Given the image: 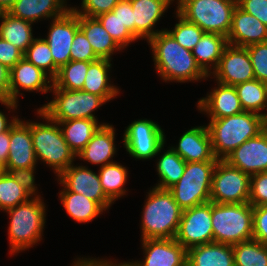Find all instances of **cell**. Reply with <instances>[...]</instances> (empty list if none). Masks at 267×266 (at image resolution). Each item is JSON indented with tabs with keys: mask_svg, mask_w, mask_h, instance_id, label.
Listing matches in <instances>:
<instances>
[{
	"mask_svg": "<svg viewBox=\"0 0 267 266\" xmlns=\"http://www.w3.org/2000/svg\"><path fill=\"white\" fill-rule=\"evenodd\" d=\"M147 43L153 52L155 70L163 81L185 83L208 78L196 63L192 51L179 45L166 30L151 37Z\"/></svg>",
	"mask_w": 267,
	"mask_h": 266,
	"instance_id": "1",
	"label": "cell"
},
{
	"mask_svg": "<svg viewBox=\"0 0 267 266\" xmlns=\"http://www.w3.org/2000/svg\"><path fill=\"white\" fill-rule=\"evenodd\" d=\"M267 127L266 118L253 112L219 119H210L207 125L215 157L224 160L243 142L257 136Z\"/></svg>",
	"mask_w": 267,
	"mask_h": 266,
	"instance_id": "2",
	"label": "cell"
},
{
	"mask_svg": "<svg viewBox=\"0 0 267 266\" xmlns=\"http://www.w3.org/2000/svg\"><path fill=\"white\" fill-rule=\"evenodd\" d=\"M141 216V239L175 238L182 209L168 189L149 190Z\"/></svg>",
	"mask_w": 267,
	"mask_h": 266,
	"instance_id": "3",
	"label": "cell"
},
{
	"mask_svg": "<svg viewBox=\"0 0 267 266\" xmlns=\"http://www.w3.org/2000/svg\"><path fill=\"white\" fill-rule=\"evenodd\" d=\"M41 198L31 197L28 201L5 211L10 218L8 227L10 255L25 251L42 240L46 206Z\"/></svg>",
	"mask_w": 267,
	"mask_h": 266,
	"instance_id": "4",
	"label": "cell"
},
{
	"mask_svg": "<svg viewBox=\"0 0 267 266\" xmlns=\"http://www.w3.org/2000/svg\"><path fill=\"white\" fill-rule=\"evenodd\" d=\"M38 117L46 123L31 121V137L34 152L38 161H42L54 170L58 177L76 159L75 153L65 141L58 122L52 121L40 109Z\"/></svg>",
	"mask_w": 267,
	"mask_h": 266,
	"instance_id": "5",
	"label": "cell"
},
{
	"mask_svg": "<svg viewBox=\"0 0 267 266\" xmlns=\"http://www.w3.org/2000/svg\"><path fill=\"white\" fill-rule=\"evenodd\" d=\"M213 242L234 245L253 239V206L212 202Z\"/></svg>",
	"mask_w": 267,
	"mask_h": 266,
	"instance_id": "6",
	"label": "cell"
},
{
	"mask_svg": "<svg viewBox=\"0 0 267 266\" xmlns=\"http://www.w3.org/2000/svg\"><path fill=\"white\" fill-rule=\"evenodd\" d=\"M176 11L205 33L228 36L237 0H177Z\"/></svg>",
	"mask_w": 267,
	"mask_h": 266,
	"instance_id": "7",
	"label": "cell"
},
{
	"mask_svg": "<svg viewBox=\"0 0 267 266\" xmlns=\"http://www.w3.org/2000/svg\"><path fill=\"white\" fill-rule=\"evenodd\" d=\"M216 164L217 161L186 162L182 177L168 189L182 210L210 202Z\"/></svg>",
	"mask_w": 267,
	"mask_h": 266,
	"instance_id": "8",
	"label": "cell"
},
{
	"mask_svg": "<svg viewBox=\"0 0 267 266\" xmlns=\"http://www.w3.org/2000/svg\"><path fill=\"white\" fill-rule=\"evenodd\" d=\"M55 97L39 109L52 121H68L72 119L98 120L93 114L106 101L98 95L83 90L51 89Z\"/></svg>",
	"mask_w": 267,
	"mask_h": 266,
	"instance_id": "9",
	"label": "cell"
},
{
	"mask_svg": "<svg viewBox=\"0 0 267 266\" xmlns=\"http://www.w3.org/2000/svg\"><path fill=\"white\" fill-rule=\"evenodd\" d=\"M250 175L218 160L213 171L210 201L222 204L249 202Z\"/></svg>",
	"mask_w": 267,
	"mask_h": 266,
	"instance_id": "10",
	"label": "cell"
},
{
	"mask_svg": "<svg viewBox=\"0 0 267 266\" xmlns=\"http://www.w3.org/2000/svg\"><path fill=\"white\" fill-rule=\"evenodd\" d=\"M163 129L151 119L134 120L124 131L123 144L126 151L138 160L160 156L165 145Z\"/></svg>",
	"mask_w": 267,
	"mask_h": 266,
	"instance_id": "11",
	"label": "cell"
},
{
	"mask_svg": "<svg viewBox=\"0 0 267 266\" xmlns=\"http://www.w3.org/2000/svg\"><path fill=\"white\" fill-rule=\"evenodd\" d=\"M175 240L186 250L213 242L211 201L182 211Z\"/></svg>",
	"mask_w": 267,
	"mask_h": 266,
	"instance_id": "12",
	"label": "cell"
},
{
	"mask_svg": "<svg viewBox=\"0 0 267 266\" xmlns=\"http://www.w3.org/2000/svg\"><path fill=\"white\" fill-rule=\"evenodd\" d=\"M51 22L48 36L44 40L49 45L54 64L60 68L71 61V46L74 35L79 29V14L71 8Z\"/></svg>",
	"mask_w": 267,
	"mask_h": 266,
	"instance_id": "13",
	"label": "cell"
},
{
	"mask_svg": "<svg viewBox=\"0 0 267 266\" xmlns=\"http://www.w3.org/2000/svg\"><path fill=\"white\" fill-rule=\"evenodd\" d=\"M212 75L215 81L228 86L254 80V70L247 48L228 44L211 77Z\"/></svg>",
	"mask_w": 267,
	"mask_h": 266,
	"instance_id": "14",
	"label": "cell"
},
{
	"mask_svg": "<svg viewBox=\"0 0 267 266\" xmlns=\"http://www.w3.org/2000/svg\"><path fill=\"white\" fill-rule=\"evenodd\" d=\"M68 191L75 192L97 202L105 211L114 204L104 193L98 173L86 166L70 165L58 177Z\"/></svg>",
	"mask_w": 267,
	"mask_h": 266,
	"instance_id": "15",
	"label": "cell"
},
{
	"mask_svg": "<svg viewBox=\"0 0 267 266\" xmlns=\"http://www.w3.org/2000/svg\"><path fill=\"white\" fill-rule=\"evenodd\" d=\"M224 160L250 176L267 172V127L257 136L243 142Z\"/></svg>",
	"mask_w": 267,
	"mask_h": 266,
	"instance_id": "16",
	"label": "cell"
},
{
	"mask_svg": "<svg viewBox=\"0 0 267 266\" xmlns=\"http://www.w3.org/2000/svg\"><path fill=\"white\" fill-rule=\"evenodd\" d=\"M52 85L53 79L47 73L23 57L10 69L9 100L18 103V95H22L20 89L48 93Z\"/></svg>",
	"mask_w": 267,
	"mask_h": 266,
	"instance_id": "17",
	"label": "cell"
},
{
	"mask_svg": "<svg viewBox=\"0 0 267 266\" xmlns=\"http://www.w3.org/2000/svg\"><path fill=\"white\" fill-rule=\"evenodd\" d=\"M144 260L133 261L137 266H186L187 250L175 238L143 239Z\"/></svg>",
	"mask_w": 267,
	"mask_h": 266,
	"instance_id": "18",
	"label": "cell"
},
{
	"mask_svg": "<svg viewBox=\"0 0 267 266\" xmlns=\"http://www.w3.org/2000/svg\"><path fill=\"white\" fill-rule=\"evenodd\" d=\"M9 143V156L3 171L36 167L38 162L32 143L31 121L18 119L10 128Z\"/></svg>",
	"mask_w": 267,
	"mask_h": 266,
	"instance_id": "19",
	"label": "cell"
},
{
	"mask_svg": "<svg viewBox=\"0 0 267 266\" xmlns=\"http://www.w3.org/2000/svg\"><path fill=\"white\" fill-rule=\"evenodd\" d=\"M227 41L228 44L238 47L267 42V26L237 5Z\"/></svg>",
	"mask_w": 267,
	"mask_h": 266,
	"instance_id": "20",
	"label": "cell"
},
{
	"mask_svg": "<svg viewBox=\"0 0 267 266\" xmlns=\"http://www.w3.org/2000/svg\"><path fill=\"white\" fill-rule=\"evenodd\" d=\"M171 148L186 162L218 161L213 153L207 126H195L181 135Z\"/></svg>",
	"mask_w": 267,
	"mask_h": 266,
	"instance_id": "21",
	"label": "cell"
},
{
	"mask_svg": "<svg viewBox=\"0 0 267 266\" xmlns=\"http://www.w3.org/2000/svg\"><path fill=\"white\" fill-rule=\"evenodd\" d=\"M217 86L198 101L197 108L200 112L208 114L210 119H219L244 111L234 86L218 82Z\"/></svg>",
	"mask_w": 267,
	"mask_h": 266,
	"instance_id": "22",
	"label": "cell"
},
{
	"mask_svg": "<svg viewBox=\"0 0 267 266\" xmlns=\"http://www.w3.org/2000/svg\"><path fill=\"white\" fill-rule=\"evenodd\" d=\"M174 0H130L135 21V38L147 41L157 33L154 26Z\"/></svg>",
	"mask_w": 267,
	"mask_h": 266,
	"instance_id": "23",
	"label": "cell"
},
{
	"mask_svg": "<svg viewBox=\"0 0 267 266\" xmlns=\"http://www.w3.org/2000/svg\"><path fill=\"white\" fill-rule=\"evenodd\" d=\"M69 9L66 0H16L7 12L13 17L36 23L42 19L59 18Z\"/></svg>",
	"mask_w": 267,
	"mask_h": 266,
	"instance_id": "24",
	"label": "cell"
},
{
	"mask_svg": "<svg viewBox=\"0 0 267 266\" xmlns=\"http://www.w3.org/2000/svg\"><path fill=\"white\" fill-rule=\"evenodd\" d=\"M115 129L113 125L104 124L95 132L92 139L76 157L100 167L115 162L111 158L116 154Z\"/></svg>",
	"mask_w": 267,
	"mask_h": 266,
	"instance_id": "25",
	"label": "cell"
},
{
	"mask_svg": "<svg viewBox=\"0 0 267 266\" xmlns=\"http://www.w3.org/2000/svg\"><path fill=\"white\" fill-rule=\"evenodd\" d=\"M187 266H235L232 245L211 242L191 247Z\"/></svg>",
	"mask_w": 267,
	"mask_h": 266,
	"instance_id": "26",
	"label": "cell"
},
{
	"mask_svg": "<svg viewBox=\"0 0 267 266\" xmlns=\"http://www.w3.org/2000/svg\"><path fill=\"white\" fill-rule=\"evenodd\" d=\"M111 61L106 58H99L91 62L82 88L85 92L101 96L106 102L114 99L120 93L117 86L111 84L109 80L111 78L108 76L112 67Z\"/></svg>",
	"mask_w": 267,
	"mask_h": 266,
	"instance_id": "27",
	"label": "cell"
},
{
	"mask_svg": "<svg viewBox=\"0 0 267 266\" xmlns=\"http://www.w3.org/2000/svg\"><path fill=\"white\" fill-rule=\"evenodd\" d=\"M227 45V37L217 33H204L193 48L192 54L196 63L208 77L218 67L222 53Z\"/></svg>",
	"mask_w": 267,
	"mask_h": 266,
	"instance_id": "28",
	"label": "cell"
},
{
	"mask_svg": "<svg viewBox=\"0 0 267 266\" xmlns=\"http://www.w3.org/2000/svg\"><path fill=\"white\" fill-rule=\"evenodd\" d=\"M79 28L99 58L111 60L114 52L123 50L96 17L79 15Z\"/></svg>",
	"mask_w": 267,
	"mask_h": 266,
	"instance_id": "29",
	"label": "cell"
},
{
	"mask_svg": "<svg viewBox=\"0 0 267 266\" xmlns=\"http://www.w3.org/2000/svg\"><path fill=\"white\" fill-rule=\"evenodd\" d=\"M104 124L106 123L100 124L98 120L85 118L58 122L65 141L76 156L92 139L100 126Z\"/></svg>",
	"mask_w": 267,
	"mask_h": 266,
	"instance_id": "30",
	"label": "cell"
},
{
	"mask_svg": "<svg viewBox=\"0 0 267 266\" xmlns=\"http://www.w3.org/2000/svg\"><path fill=\"white\" fill-rule=\"evenodd\" d=\"M59 192L60 202L67 214L78 223H88L105 211L97 202L85 196L68 191L63 185Z\"/></svg>",
	"mask_w": 267,
	"mask_h": 266,
	"instance_id": "31",
	"label": "cell"
},
{
	"mask_svg": "<svg viewBox=\"0 0 267 266\" xmlns=\"http://www.w3.org/2000/svg\"><path fill=\"white\" fill-rule=\"evenodd\" d=\"M0 37L19 48L23 53L34 41L31 22L0 12Z\"/></svg>",
	"mask_w": 267,
	"mask_h": 266,
	"instance_id": "32",
	"label": "cell"
},
{
	"mask_svg": "<svg viewBox=\"0 0 267 266\" xmlns=\"http://www.w3.org/2000/svg\"><path fill=\"white\" fill-rule=\"evenodd\" d=\"M244 111L257 113L267 119V83L257 79L234 86Z\"/></svg>",
	"mask_w": 267,
	"mask_h": 266,
	"instance_id": "33",
	"label": "cell"
},
{
	"mask_svg": "<svg viewBox=\"0 0 267 266\" xmlns=\"http://www.w3.org/2000/svg\"><path fill=\"white\" fill-rule=\"evenodd\" d=\"M102 189L105 195L114 203L116 199L124 196L127 191L128 169L119 162H112L100 167L98 172Z\"/></svg>",
	"mask_w": 267,
	"mask_h": 266,
	"instance_id": "34",
	"label": "cell"
},
{
	"mask_svg": "<svg viewBox=\"0 0 267 266\" xmlns=\"http://www.w3.org/2000/svg\"><path fill=\"white\" fill-rule=\"evenodd\" d=\"M158 158L156 170L159 182L156 188L169 189L179 181L185 171L186 161H184L171 147Z\"/></svg>",
	"mask_w": 267,
	"mask_h": 266,
	"instance_id": "35",
	"label": "cell"
},
{
	"mask_svg": "<svg viewBox=\"0 0 267 266\" xmlns=\"http://www.w3.org/2000/svg\"><path fill=\"white\" fill-rule=\"evenodd\" d=\"M91 62L69 61L58 69L51 89L82 90Z\"/></svg>",
	"mask_w": 267,
	"mask_h": 266,
	"instance_id": "36",
	"label": "cell"
},
{
	"mask_svg": "<svg viewBox=\"0 0 267 266\" xmlns=\"http://www.w3.org/2000/svg\"><path fill=\"white\" fill-rule=\"evenodd\" d=\"M235 266H267V245L251 239L232 245Z\"/></svg>",
	"mask_w": 267,
	"mask_h": 266,
	"instance_id": "37",
	"label": "cell"
},
{
	"mask_svg": "<svg viewBox=\"0 0 267 266\" xmlns=\"http://www.w3.org/2000/svg\"><path fill=\"white\" fill-rule=\"evenodd\" d=\"M32 197L14 178L5 171H0V211L16 207Z\"/></svg>",
	"mask_w": 267,
	"mask_h": 266,
	"instance_id": "38",
	"label": "cell"
},
{
	"mask_svg": "<svg viewBox=\"0 0 267 266\" xmlns=\"http://www.w3.org/2000/svg\"><path fill=\"white\" fill-rule=\"evenodd\" d=\"M23 57L42 69L52 79L57 75L59 68L54 64L49 45L44 38H35L24 52Z\"/></svg>",
	"mask_w": 267,
	"mask_h": 266,
	"instance_id": "39",
	"label": "cell"
},
{
	"mask_svg": "<svg viewBox=\"0 0 267 266\" xmlns=\"http://www.w3.org/2000/svg\"><path fill=\"white\" fill-rule=\"evenodd\" d=\"M178 23L175 24L172 30L166 31L184 48L192 51L196 44L200 41L205 33L198 25L187 21L176 11Z\"/></svg>",
	"mask_w": 267,
	"mask_h": 266,
	"instance_id": "40",
	"label": "cell"
},
{
	"mask_svg": "<svg viewBox=\"0 0 267 266\" xmlns=\"http://www.w3.org/2000/svg\"><path fill=\"white\" fill-rule=\"evenodd\" d=\"M96 18L122 49L137 40L112 11L100 14Z\"/></svg>",
	"mask_w": 267,
	"mask_h": 266,
	"instance_id": "41",
	"label": "cell"
},
{
	"mask_svg": "<svg viewBox=\"0 0 267 266\" xmlns=\"http://www.w3.org/2000/svg\"><path fill=\"white\" fill-rule=\"evenodd\" d=\"M255 79L267 83V42L246 46Z\"/></svg>",
	"mask_w": 267,
	"mask_h": 266,
	"instance_id": "42",
	"label": "cell"
},
{
	"mask_svg": "<svg viewBox=\"0 0 267 266\" xmlns=\"http://www.w3.org/2000/svg\"><path fill=\"white\" fill-rule=\"evenodd\" d=\"M71 61L93 62L99 59L92 49L83 31L79 28L75 35L70 52Z\"/></svg>",
	"mask_w": 267,
	"mask_h": 266,
	"instance_id": "43",
	"label": "cell"
},
{
	"mask_svg": "<svg viewBox=\"0 0 267 266\" xmlns=\"http://www.w3.org/2000/svg\"><path fill=\"white\" fill-rule=\"evenodd\" d=\"M249 203L253 207L267 205V172L251 175Z\"/></svg>",
	"mask_w": 267,
	"mask_h": 266,
	"instance_id": "44",
	"label": "cell"
},
{
	"mask_svg": "<svg viewBox=\"0 0 267 266\" xmlns=\"http://www.w3.org/2000/svg\"><path fill=\"white\" fill-rule=\"evenodd\" d=\"M81 9L71 7L77 14L88 17H97L100 14L111 12L120 0H81Z\"/></svg>",
	"mask_w": 267,
	"mask_h": 266,
	"instance_id": "45",
	"label": "cell"
},
{
	"mask_svg": "<svg viewBox=\"0 0 267 266\" xmlns=\"http://www.w3.org/2000/svg\"><path fill=\"white\" fill-rule=\"evenodd\" d=\"M253 239L267 245V205L253 207Z\"/></svg>",
	"mask_w": 267,
	"mask_h": 266,
	"instance_id": "46",
	"label": "cell"
},
{
	"mask_svg": "<svg viewBox=\"0 0 267 266\" xmlns=\"http://www.w3.org/2000/svg\"><path fill=\"white\" fill-rule=\"evenodd\" d=\"M35 169L34 168H20L9 170L8 173L14 178V180L23 187L32 197H41L37 195L38 187L35 184Z\"/></svg>",
	"mask_w": 267,
	"mask_h": 266,
	"instance_id": "47",
	"label": "cell"
},
{
	"mask_svg": "<svg viewBox=\"0 0 267 266\" xmlns=\"http://www.w3.org/2000/svg\"><path fill=\"white\" fill-rule=\"evenodd\" d=\"M23 52L0 37V63L11 69L23 58Z\"/></svg>",
	"mask_w": 267,
	"mask_h": 266,
	"instance_id": "48",
	"label": "cell"
},
{
	"mask_svg": "<svg viewBox=\"0 0 267 266\" xmlns=\"http://www.w3.org/2000/svg\"><path fill=\"white\" fill-rule=\"evenodd\" d=\"M237 5L267 26V0H237Z\"/></svg>",
	"mask_w": 267,
	"mask_h": 266,
	"instance_id": "49",
	"label": "cell"
},
{
	"mask_svg": "<svg viewBox=\"0 0 267 266\" xmlns=\"http://www.w3.org/2000/svg\"><path fill=\"white\" fill-rule=\"evenodd\" d=\"M112 12L118 16L119 20L129 32L135 37V21L130 0H120L113 8Z\"/></svg>",
	"mask_w": 267,
	"mask_h": 266,
	"instance_id": "50",
	"label": "cell"
},
{
	"mask_svg": "<svg viewBox=\"0 0 267 266\" xmlns=\"http://www.w3.org/2000/svg\"><path fill=\"white\" fill-rule=\"evenodd\" d=\"M9 73L10 69L0 63V103L15 111L17 102L9 100Z\"/></svg>",
	"mask_w": 267,
	"mask_h": 266,
	"instance_id": "51",
	"label": "cell"
},
{
	"mask_svg": "<svg viewBox=\"0 0 267 266\" xmlns=\"http://www.w3.org/2000/svg\"><path fill=\"white\" fill-rule=\"evenodd\" d=\"M10 129L0 134V170L6 168L10 147Z\"/></svg>",
	"mask_w": 267,
	"mask_h": 266,
	"instance_id": "52",
	"label": "cell"
},
{
	"mask_svg": "<svg viewBox=\"0 0 267 266\" xmlns=\"http://www.w3.org/2000/svg\"><path fill=\"white\" fill-rule=\"evenodd\" d=\"M74 263V264H73ZM71 266H108V259L77 258Z\"/></svg>",
	"mask_w": 267,
	"mask_h": 266,
	"instance_id": "53",
	"label": "cell"
},
{
	"mask_svg": "<svg viewBox=\"0 0 267 266\" xmlns=\"http://www.w3.org/2000/svg\"><path fill=\"white\" fill-rule=\"evenodd\" d=\"M17 116H13L10 121L8 120V117L0 111V134L8 131L14 124L15 122L19 119Z\"/></svg>",
	"mask_w": 267,
	"mask_h": 266,
	"instance_id": "54",
	"label": "cell"
},
{
	"mask_svg": "<svg viewBox=\"0 0 267 266\" xmlns=\"http://www.w3.org/2000/svg\"><path fill=\"white\" fill-rule=\"evenodd\" d=\"M16 0H0V12H7Z\"/></svg>",
	"mask_w": 267,
	"mask_h": 266,
	"instance_id": "55",
	"label": "cell"
},
{
	"mask_svg": "<svg viewBox=\"0 0 267 266\" xmlns=\"http://www.w3.org/2000/svg\"><path fill=\"white\" fill-rule=\"evenodd\" d=\"M108 266H137L133 261H125V262H121V263H116V261H111V259H108Z\"/></svg>",
	"mask_w": 267,
	"mask_h": 266,
	"instance_id": "56",
	"label": "cell"
}]
</instances>
